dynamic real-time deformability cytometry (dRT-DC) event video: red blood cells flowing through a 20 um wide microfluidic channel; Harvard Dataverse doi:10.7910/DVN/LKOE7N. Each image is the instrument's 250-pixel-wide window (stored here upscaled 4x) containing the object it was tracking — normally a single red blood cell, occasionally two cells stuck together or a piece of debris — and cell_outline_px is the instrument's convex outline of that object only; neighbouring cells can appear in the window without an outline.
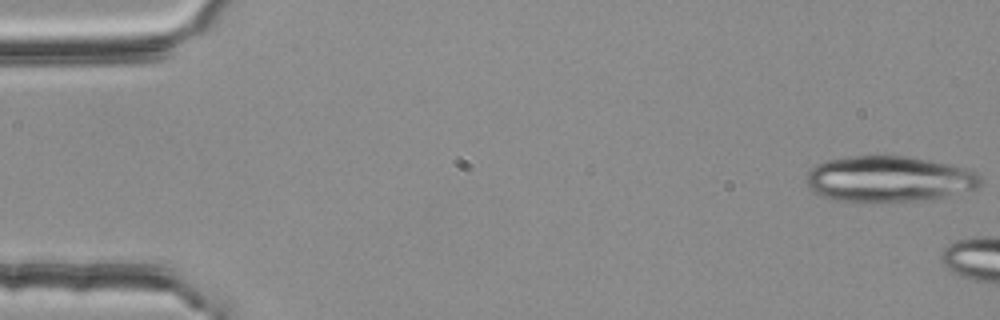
{"species": "common noctule bat (a hibernating species)", "species_latin": "Nyctalus noctula", "temperature_condition": "room temperature", "stored_images_in_passage": 6, "camera_frame_rate_fps": 3000, "um_per_image_px": 0.085, "animal": {"sex": "female", "body_mass_g": 25.1}, "frame": {"image": 1, "passage_image": 1, "time_ms": 0.0, "image_size_px": [1000, 320], "cell_outline_px": [[980, 184], [972, 192], [916, 200], [832, 200], [812, 192], [808, 188], [804, 180], [804, 176], [816, 164], [828, 160], [852, 156], [912, 156], [972, 168], [980, 176]], "centroid_in_image_um": [75.58, 15.18], "position_along_channel_um": 9.4, "area_um2": 46.7}}